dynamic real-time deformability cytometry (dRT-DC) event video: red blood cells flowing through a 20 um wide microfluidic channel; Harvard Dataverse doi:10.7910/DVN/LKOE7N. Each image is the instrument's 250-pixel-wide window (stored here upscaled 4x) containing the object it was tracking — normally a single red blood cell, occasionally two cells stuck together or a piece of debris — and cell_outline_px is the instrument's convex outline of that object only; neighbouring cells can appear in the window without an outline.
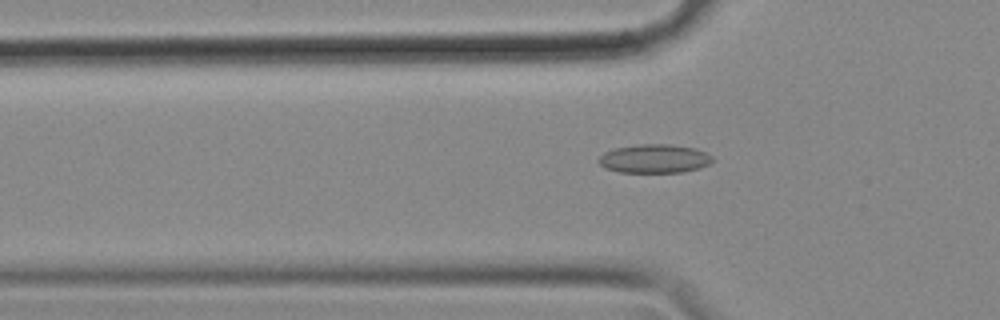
{"species": "common noctule bat (a hibernating species)", "species_latin": "Nyctalus noctula", "temperature_condition": "cold", "stored_images_in_passage": 56, "camera_frame_rate_fps": 3000, "um_per_image_px": 0.085, "animal": {"sex": "female", "body_mass_g": 18.4}, "frame": {"image": 1, "passage_image": 18, "time_ms": 5.667, "image_size_px": [1000, 320], "cell_outline_px": [[712, 160], [708, 164], [696, 168], [680, 172], [620, 172], [604, 168], [600, 164], [600, 156], [604, 152], [616, 148], [636, 144], [672, 144], [692, 148], [704, 152], [712, 156]], "centroid_in_image_um": [55.58, 13.48], "position_along_channel_um": 70.2, "area_um2": 18.73}}
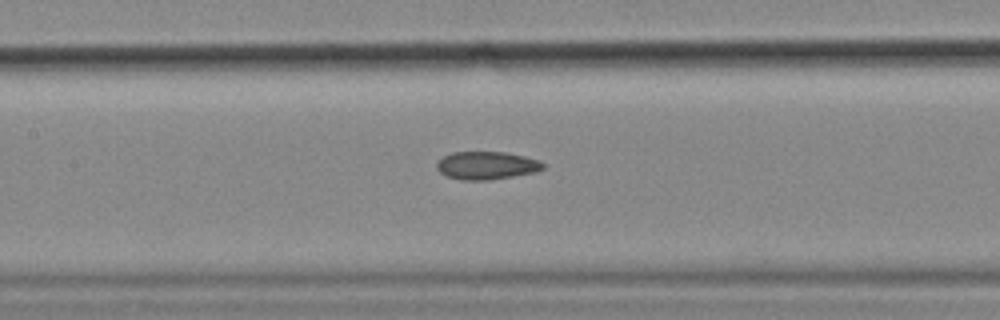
{"frame": {"image": 2, "passage_image": 26, "time_ms": 8.333, "image_size_px": [1000, 320], "cell_outline_px": [[544, 168], [536, 172], [488, 180], [460, 180], [448, 176], [440, 172], [436, 168], [436, 164], [444, 156], [452, 152], [504, 152], [524, 156], [540, 160], [544, 164]], "centroid_in_image_um": [41.37, 14.06], "position_along_channel_um": 166.0, "area_um2": 17.22}}
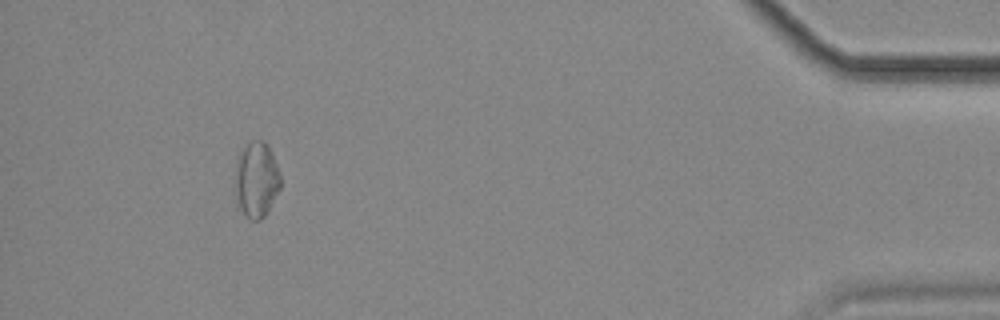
{"frame": {"image": 3, "passage_image": 52, "time_ms": 17.0, "image_size_px": [1000, 320], "cell_outline_px": [[280, 188], [264, 216], [260, 220], [252, 220], [240, 208], [232, 184], [236, 156], [240, 148], [252, 140], [264, 140], [268, 144], [272, 152], [280, 172]], "centroid_in_image_um": [21.75, 15.19], "position_along_channel_um": 413.5, "area_um2": 20.58}, "authors_computed_cell_mechanics": {"area_um2": 18.1781, "velocity_mm_per_s": 3.5834, "shape_relaxation_time_tau1_ms": null, "shape_relaxation_time_tau2_ms": 3.8916, "deformation_change_tau1": null, "deformation_change_tau2": 0.0943}}